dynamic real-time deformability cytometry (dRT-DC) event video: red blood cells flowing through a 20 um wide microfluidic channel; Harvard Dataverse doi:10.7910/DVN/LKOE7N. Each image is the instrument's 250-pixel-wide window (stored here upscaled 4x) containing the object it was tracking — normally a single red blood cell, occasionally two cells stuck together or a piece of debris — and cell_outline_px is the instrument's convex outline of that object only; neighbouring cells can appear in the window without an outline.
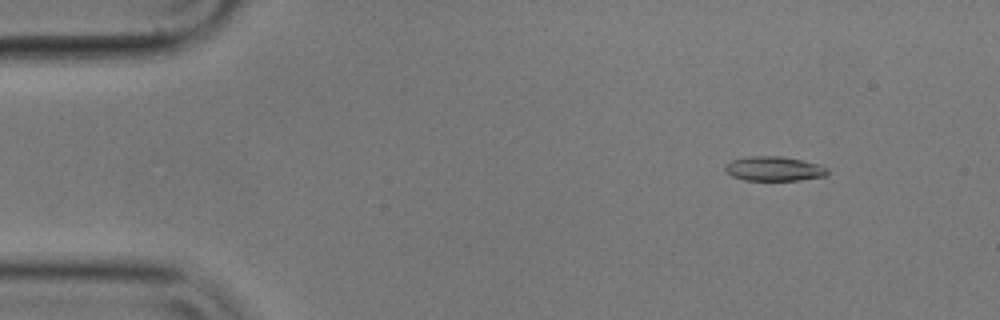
{"species": "common noctule bat (a hibernating species)", "species_latin": "Nyctalus noctula", "temperature_condition": "cold", "stored_images_in_passage": 51, "camera_frame_rate_fps": 3000, "um_per_image_px": 0.085, "animal": {"sex": "male", "body_mass_g": 17.9}, "frame": {"image": 1, "passage_image": 1, "time_ms": 0.0, "image_size_px": [1000, 320], "cell_outline_px": [[828, 172], [824, 176], [800, 180], [744, 180], [732, 176], [724, 172], [724, 164], [732, 160], [752, 156], [780, 156], [820, 164], [828, 168]], "centroid_in_image_um": [65.76, 14.34], "position_along_channel_um": 19.2, "area_um2": 14.62}}
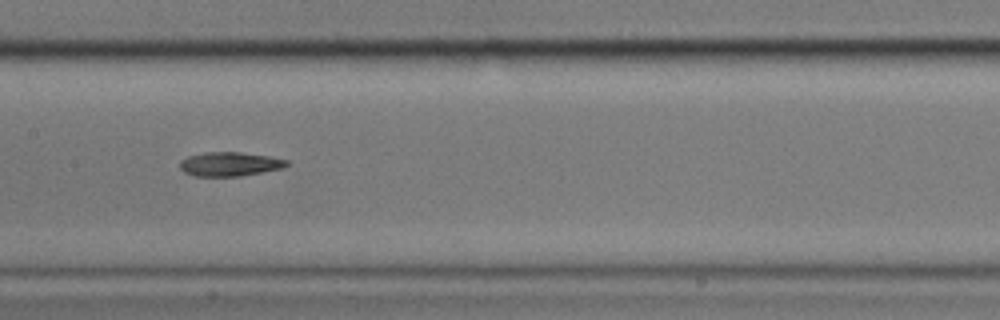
{"frame": {"image": 2, "passage_image": 22, "time_ms": 7.0, "image_size_px": [1000, 320], "cell_outline_px": [[288, 164], [284, 168], [240, 176], [192, 176], [184, 172], [180, 168], [180, 160], [188, 156], [204, 152], [240, 152], [268, 156], [288, 160]], "centroid_in_image_um": [19.51, 13.95], "position_along_channel_um": 187.9, "area_um2": 15.03}}
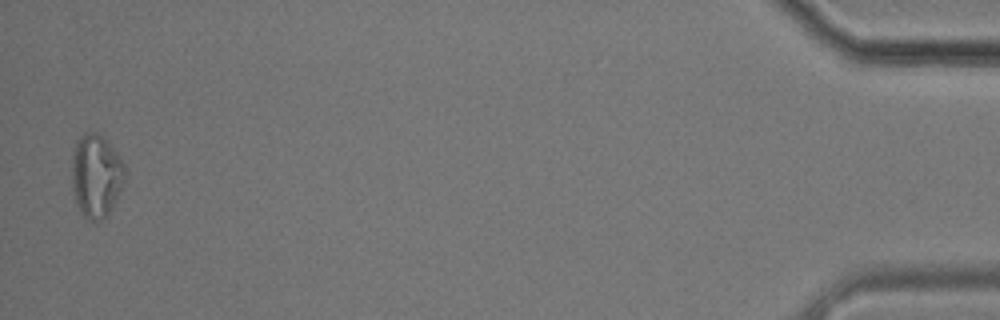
{"frame": {"image": 3, "passage_image": 50, "time_ms": 16.333, "image_size_px": [1000, 320], "cell_outline_px": [[124, 180], [120, 192], [108, 216], [100, 220], [84, 220], [76, 204], [72, 188], [72, 156], [76, 140], [84, 132], [96, 132], [104, 136], [124, 164]], "centroid_in_image_um": [8.15, 14.95], "position_along_channel_um": 427.1, "area_um2": 26.01}, "authors_computed_cell_mechanics": {"area_um2": 15.3748, "velocity_mm_per_s": 3.5385, "shape_relaxation_time_tau1_ms": 3.199, "shape_relaxation_time_tau2_ms": 7.0958, "deformation_change_tau1": 0.1352, "deformation_change_tau2": 0.1776}}